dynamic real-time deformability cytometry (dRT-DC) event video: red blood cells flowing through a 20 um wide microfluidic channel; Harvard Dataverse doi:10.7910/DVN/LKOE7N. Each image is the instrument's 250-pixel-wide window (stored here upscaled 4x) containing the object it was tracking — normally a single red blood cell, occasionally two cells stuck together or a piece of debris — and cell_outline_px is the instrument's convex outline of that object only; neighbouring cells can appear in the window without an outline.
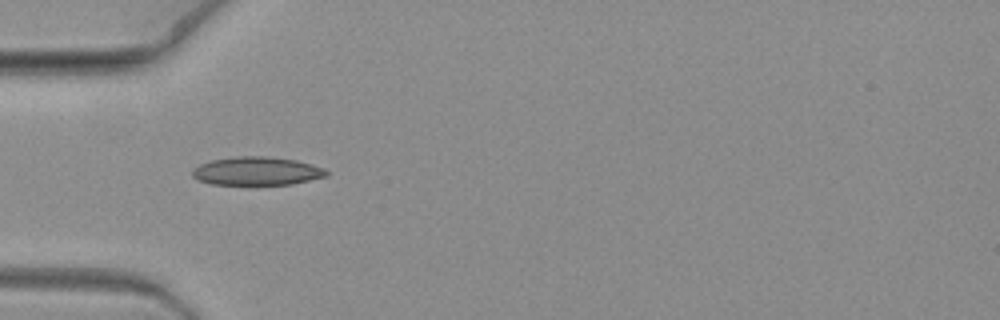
{"species": "common noctule bat (a hibernating species)", "species_latin": "Nyctalus noctula", "temperature_condition": "warm", "stored_images_in_passage": 2, "camera_frame_rate_fps": 3000, "um_per_image_px": 0.085, "animal": {"sex": "female", "body_mass_g": 19.3, "forearm_length_mm": 54.1}, "frame": {"image": 1, "passage_image": 1, "time_ms": 0.0, "image_size_px": [1000, 320], "cell_outline_px": [[328, 176], [292, 184], [212, 184], [200, 180], [192, 176], [192, 168], [200, 164], [212, 160], [236, 156], [264, 156], [296, 160], [312, 164], [324, 168], [328, 172]], "centroid_in_image_um": [21.84, 14.53], "position_along_channel_um": 63.2, "area_um2": 22.08}}